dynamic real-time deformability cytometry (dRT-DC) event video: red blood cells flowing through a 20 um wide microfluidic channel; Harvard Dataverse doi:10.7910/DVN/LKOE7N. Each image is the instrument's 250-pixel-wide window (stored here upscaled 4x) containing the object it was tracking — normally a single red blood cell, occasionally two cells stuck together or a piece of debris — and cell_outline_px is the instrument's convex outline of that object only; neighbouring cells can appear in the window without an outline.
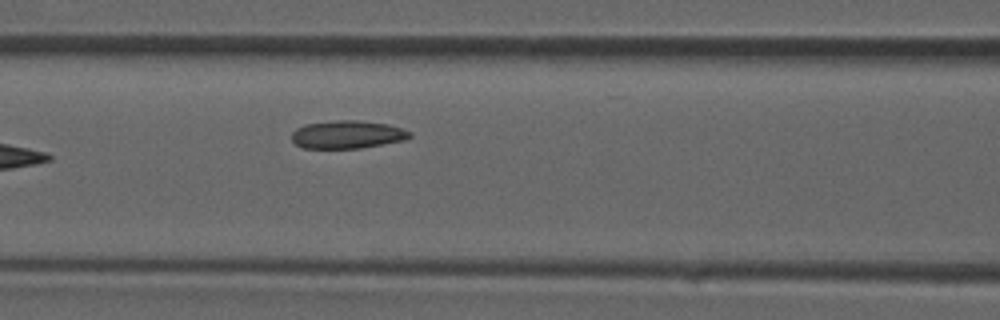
{"species": "common noctule bat (a hibernating species)", "species_latin": "Nyctalus noctula", "temperature_condition": "room temperature", "stored_images_in_passage": 5, "segment_of_instrument_passage": [1, 2], "camera_frame_rate_fps": 3000, "um_per_image_px": 0.085, "animal": {"sex": "male", "forearm_length_mm": 52.5}, "frame": {"image": 1, "passage_image": 4, "time_ms": 4.333, "image_size_px": [1000, 320], "cell_outline_px": [[412, 136], [404, 140], [360, 148], [304, 148], [296, 144], [292, 140], [292, 132], [296, 128], [304, 124], [336, 120], [360, 120], [388, 124], [412, 132]], "centroid_in_image_um": [29.52, 11.42], "position_along_channel_um": 137.1, "area_um2": 19.25}}